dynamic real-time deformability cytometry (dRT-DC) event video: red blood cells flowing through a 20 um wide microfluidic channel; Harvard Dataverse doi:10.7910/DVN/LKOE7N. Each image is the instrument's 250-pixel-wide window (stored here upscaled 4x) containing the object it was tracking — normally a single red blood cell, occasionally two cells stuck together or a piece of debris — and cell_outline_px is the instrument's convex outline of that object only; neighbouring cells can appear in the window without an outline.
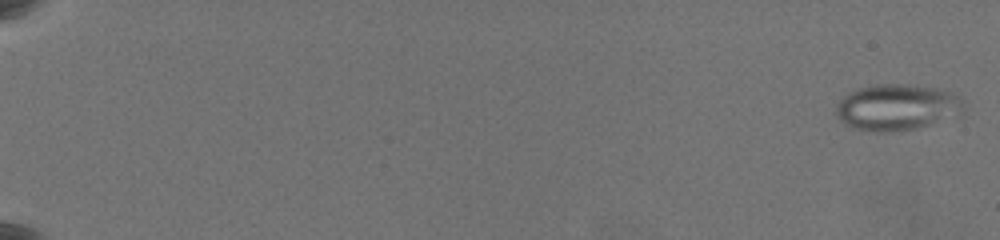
{"species": "common noctule bat (a hibernating species)", "species_latin": "Nyctalus noctula", "temperature_condition": "warm", "stored_images_in_passage": 48, "camera_frame_rate_fps": 3000, "um_per_image_px": 0.085, "animal": {"sex": "female", "body_mass_g": 19.5, "forearm_length_mm": 54.1}, "frame": {"image": 1, "passage_image": 1, "time_ms": 0.0, "image_size_px": [1000, 240], "cell_outline_px": [[964, 116], [916, 128], [888, 132], [880, 132], [856, 128], [848, 124], [836, 116], [836, 108], [840, 100], [844, 96], [852, 92], [864, 88], [884, 84], [896, 84], [932, 88], [948, 92], [956, 96], [964, 104]], "centroid_in_image_um": [76.32, 9.15], "position_along_channel_um": 8.7, "area_um2": 33.7}}
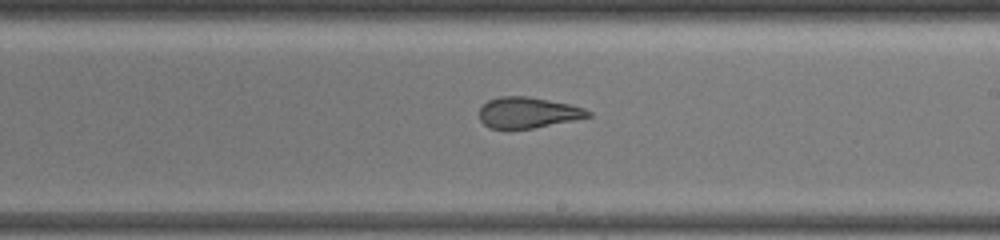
{"frame": {"image": 2, "passage_image": 29, "time_ms": 9.333, "image_size_px": [1000, 240], "cell_outline_px": [[592, 116], [532, 128], [508, 132], [504, 132], [488, 128], [480, 120], [480, 108], [488, 100], [500, 96], [528, 96], [568, 104], [584, 108], [592, 112]], "centroid_in_image_um": [44.8, 9.61], "position_along_channel_um": 244.2, "area_um2": 20.0}}
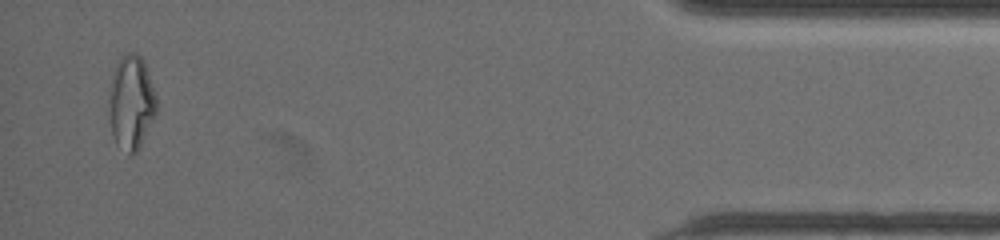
{"frame": {"image": 3, "passage_image": 48, "time_ms": 15.667, "image_size_px": [1000, 240], "cell_outline_px": [[156, 112], [136, 152], [132, 156], [116, 144], [112, 132], [108, 100], [112, 76], [124, 52], [136, 52], [140, 56], [144, 64], [156, 96]], "centroid_in_image_um": [11.14, 8.7], "position_along_channel_um": 424.1, "area_um2": 25.37}, "authors_computed_cell_mechanics": {"area_um2": 22.5709, "velocity_mm_per_s": 3.6337, "shape_relaxation_time_tau1_ms": null, "shape_relaxation_time_tau2_ms": 1.4139, "deformation_change_tau1": null, "deformation_change_tau2": 0.0968}}